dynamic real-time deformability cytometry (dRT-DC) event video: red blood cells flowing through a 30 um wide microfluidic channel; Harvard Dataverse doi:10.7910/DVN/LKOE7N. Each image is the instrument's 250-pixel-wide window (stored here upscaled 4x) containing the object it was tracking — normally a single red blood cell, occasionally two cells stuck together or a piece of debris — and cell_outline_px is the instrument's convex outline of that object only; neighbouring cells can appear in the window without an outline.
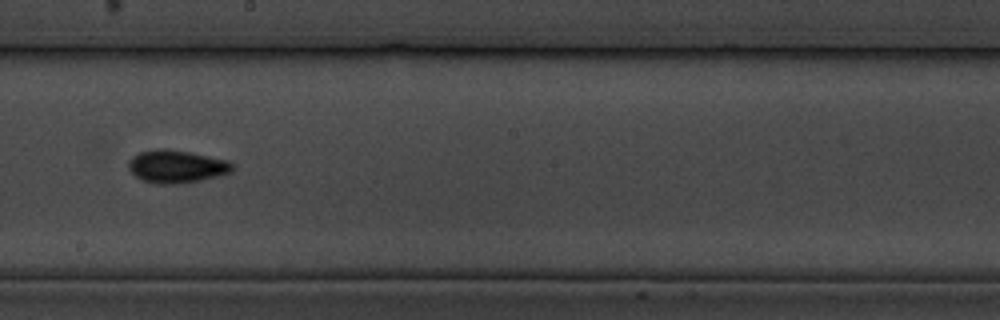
{"species": "common noctule bat (a hibernating species)", "species_latin": "Nyctalus noctula", "temperature_condition": "cold", "stored_images_in_passage": 14, "camera_frame_rate_fps": 3000, "um_per_image_px": 0.085, "animal": {"sex": "male", "body_mass_g": 19.5, "forearm_length_mm": 54.6}, "frame": {"image": 1, "passage_image": 7, "time_ms": 7.0, "image_size_px": [1000, 320], "cell_outline_px": [[236, 168], [232, 172], [184, 184], [152, 184], [136, 176], [128, 168], [128, 160], [132, 156], [140, 152], [156, 148], [164, 148], [188, 152], [228, 160]], "centroid_in_image_um": [14.99, 14.15], "position_along_channel_um": 233.2, "area_um2": 20.0}}
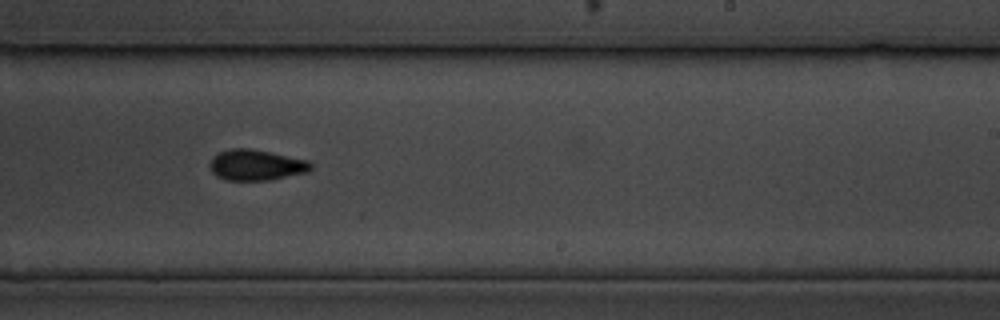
{"frame": {"image": 2, "passage_image": 8, "time_ms": 8.0, "image_size_px": [1000, 320], "cell_outline_px": [[312, 168], [308, 172], [272, 180], [224, 180], [216, 176], [212, 172], [208, 164], [212, 156], [220, 152], [232, 148], [248, 148], [308, 160], [312, 164]], "centroid_in_image_um": [21.75, 14.04], "position_along_channel_um": 267.3, "area_um2": 18.21}, "authors_computed_cell_mechanics": {"area_um2": 18.4093, "velocity_mm_per_s": 3.4325, "shape_relaxation_time_tau1_ms": 2.8647, "shape_relaxation_time_tau2_ms": null, "deformation_change_tau1": 0.0784, "deformation_change_tau2": null}}